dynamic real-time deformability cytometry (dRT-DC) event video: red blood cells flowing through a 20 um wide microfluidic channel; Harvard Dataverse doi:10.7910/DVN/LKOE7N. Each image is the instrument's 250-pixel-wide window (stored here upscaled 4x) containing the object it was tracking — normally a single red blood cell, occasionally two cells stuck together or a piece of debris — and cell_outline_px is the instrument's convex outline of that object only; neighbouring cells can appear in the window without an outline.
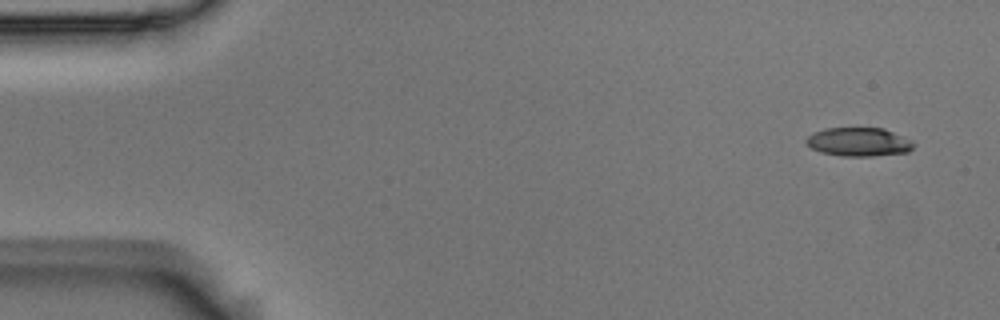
{"species": "Egyptian fruit bat (a non-hibernating species)", "species_latin": "Rousettus aegyptiacus", "temperature_condition": "room temperature", "stored_images_in_passage": 52, "camera_frame_rate_fps": 3000, "um_per_image_px": 0.085, "animal": {"sex": "male"}, "frame": {"image": 1, "passage_image": 1, "time_ms": 0.0, "image_size_px": [1000, 320], "cell_outline_px": [[916, 144], [908, 152], [872, 156], [840, 156], [820, 152], [812, 148], [804, 140], [812, 132], [824, 128], [884, 128], [912, 140]], "centroid_in_image_um": [72.99, 12.06], "position_along_channel_um": 12.0, "area_um2": 18.09}}
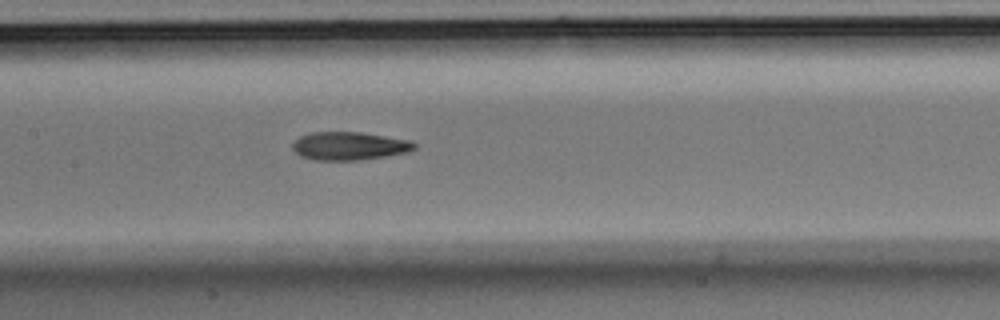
{"frame": {"image": 2, "passage_image": 24, "time_ms": 7.667, "image_size_px": [1000, 320], "cell_outline_px": [[416, 148], [408, 152], [388, 156], [360, 160], [316, 160], [300, 156], [292, 148], [292, 144], [300, 136], [312, 132], [360, 132], [412, 140], [416, 144]], "centroid_in_image_um": [29.72, 12.41], "position_along_channel_um": 177.7, "area_um2": 20.11}}
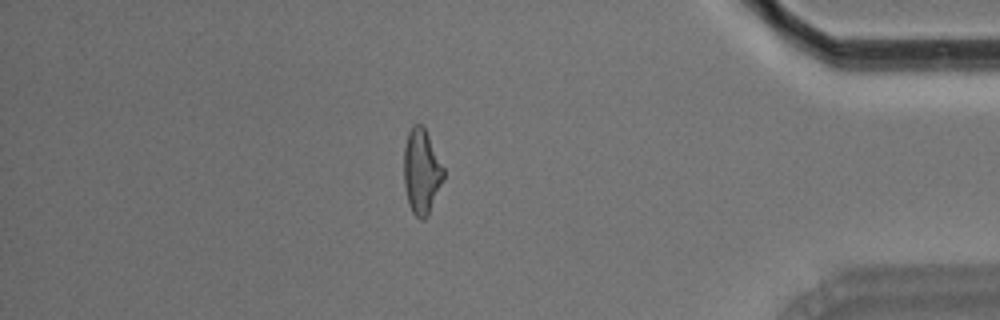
{"frame": {"image": 3, "passage_image": 45, "time_ms": 14.667, "image_size_px": [1000, 320], "cell_outline_px": [[444, 180], [428, 216], [424, 220], [420, 220], [412, 212], [408, 204], [404, 184], [404, 148], [408, 132], [412, 124], [420, 124], [424, 128], [444, 168]], "centroid_in_image_um": [35.83, 14.62], "position_along_channel_um": 399.4, "area_um2": 19.71}, "authors_computed_cell_mechanics": {"area_um2": 19.8254, "velocity_mm_per_s": 3.6823, "shape_relaxation_time_tau1_ms": 8.1689, "shape_relaxation_time_tau2_ms": 3.8042, "deformation_change_tau1": 0.2218, "deformation_change_tau2": 0.1439}}